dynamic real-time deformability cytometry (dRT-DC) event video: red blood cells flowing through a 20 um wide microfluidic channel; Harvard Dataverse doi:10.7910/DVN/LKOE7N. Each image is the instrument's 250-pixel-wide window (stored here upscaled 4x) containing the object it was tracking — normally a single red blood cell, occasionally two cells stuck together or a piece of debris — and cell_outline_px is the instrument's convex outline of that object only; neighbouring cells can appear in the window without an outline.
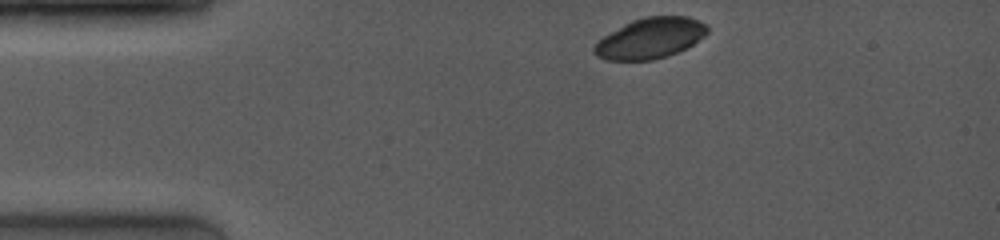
{"species": "common noctule bat (a hibernating species)", "species_latin": "Nyctalus noctula", "temperature_condition": "room temperature", "stored_images_in_passage": 3, "camera_frame_rate_fps": 4000, "um_per_image_px": 0.085, "animal": {"sex": "female", "body_mass_g": 19.0, "forearm_length_mm": 53.3}, "frame": {"image": 1, "passage_image": 1, "time_ms": 0.0, "image_size_px": [1000, 240], "cell_outline_px": [[708, 32], [704, 36], [692, 44], [676, 52], [652, 60], [608, 60], [596, 56], [592, 52], [592, 48], [604, 36], [624, 24], [632, 20], [644, 16], [688, 16], [708, 24]], "centroid_in_image_um": [55.27, 3.23], "position_along_channel_um": 29.7, "area_um2": 26.59}}